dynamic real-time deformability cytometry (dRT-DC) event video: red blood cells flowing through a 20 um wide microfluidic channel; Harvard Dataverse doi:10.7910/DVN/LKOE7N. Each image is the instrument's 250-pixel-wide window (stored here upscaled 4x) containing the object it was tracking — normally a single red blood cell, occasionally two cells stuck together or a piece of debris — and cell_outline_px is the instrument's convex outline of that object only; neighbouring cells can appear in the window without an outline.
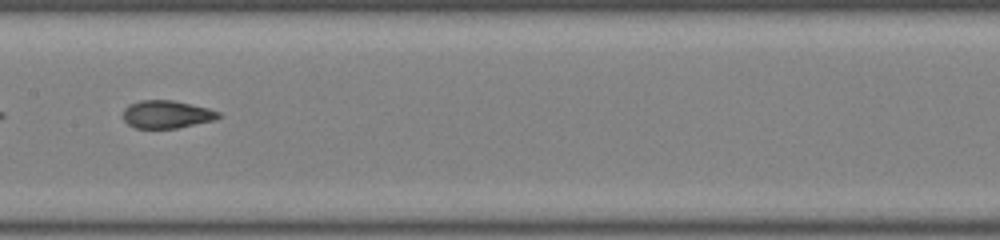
{"species": "common noctule bat (a hibernating species)", "species_latin": "Nyctalus noctula", "temperature_condition": "room temperature", "stored_images_in_passage": 34, "camera_frame_rate_fps": 3000, "um_per_image_px": 0.085, "animal": {"sex": "male", "body_mass_g": 19.0, "forearm_length_mm": 50.8}, "frame": {"image": 1, "passage_image": 10, "time_ms": 3.0, "image_size_px": [1000, 240], "cell_outline_px": [[220, 116], [216, 120], [176, 128], [136, 128], [128, 124], [124, 120], [124, 108], [128, 104], [140, 100], [172, 100], [208, 108], [220, 112]], "centroid_in_image_um": [14.16, 9.72], "position_along_channel_um": 193.2, "area_um2": 15.43}, "authors_computed_cell_mechanics": {"area_um2": 16.4152, "velocity_mm_per_s": 4.0517, "shape_relaxation_time_tau1_ms": null, "shape_relaxation_time_tau2_ms": 1.2813, "deformation_change_tau1": null, "deformation_change_tau2": 0.0655}}